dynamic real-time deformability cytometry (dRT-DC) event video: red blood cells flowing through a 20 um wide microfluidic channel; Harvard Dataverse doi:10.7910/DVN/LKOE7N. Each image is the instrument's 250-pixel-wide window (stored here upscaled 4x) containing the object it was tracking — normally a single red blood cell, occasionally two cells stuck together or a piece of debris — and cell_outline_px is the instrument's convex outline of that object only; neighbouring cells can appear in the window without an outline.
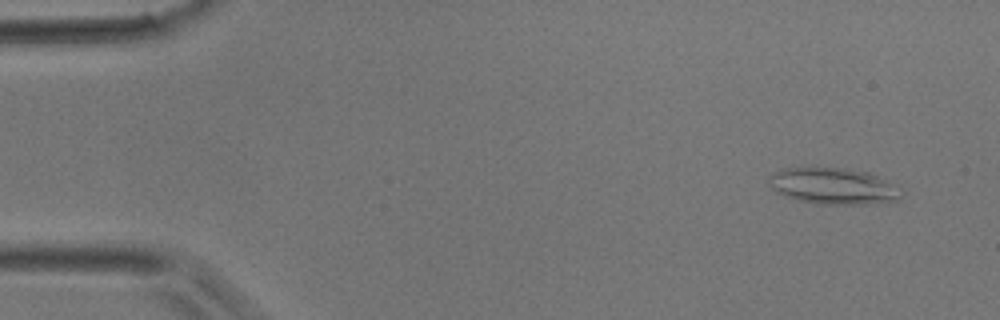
{"species": "common noctule bat (a hibernating species)", "species_latin": "Nyctalus noctula", "temperature_condition": "room temperature", "stored_images_in_passage": 5, "camera_frame_rate_fps": 3000, "um_per_image_px": 0.085, "animal": {"sex": "male", "body_mass_g": 17.9}, "frame": {"image": 1, "passage_image": 1, "time_ms": 0.0, "image_size_px": [1000, 320], "cell_outline_px": [[904, 192], [896, 200], [880, 204], [816, 204], [784, 196], [776, 192], [768, 184], [768, 176], [772, 172], [784, 168], [844, 168], [868, 172], [884, 180]], "centroid_in_image_um": [70.78, 15.83], "position_along_channel_um": 14.2, "area_um2": 28.03}}
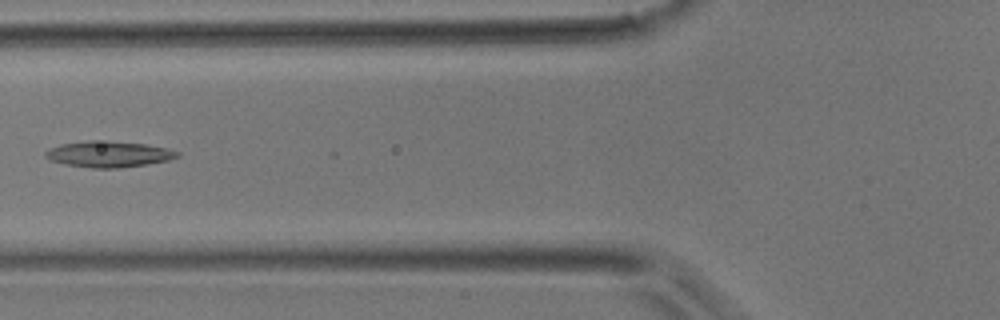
{"frame": {"image": 2, "passage_image": 5, "time_ms": 1.333, "image_size_px": [1000, 320], "cell_outline_px": [[180, 156], [168, 160], [148, 164], [116, 168], [92, 168], [64, 164], [48, 160], [44, 156], [44, 152], [48, 148], [60, 144], [88, 140], [108, 140], [144, 144], [168, 148], [180, 152]], "centroid_in_image_um": [9.2, 13.09], "position_along_channel_um": 116.6, "area_um2": 20.29}}